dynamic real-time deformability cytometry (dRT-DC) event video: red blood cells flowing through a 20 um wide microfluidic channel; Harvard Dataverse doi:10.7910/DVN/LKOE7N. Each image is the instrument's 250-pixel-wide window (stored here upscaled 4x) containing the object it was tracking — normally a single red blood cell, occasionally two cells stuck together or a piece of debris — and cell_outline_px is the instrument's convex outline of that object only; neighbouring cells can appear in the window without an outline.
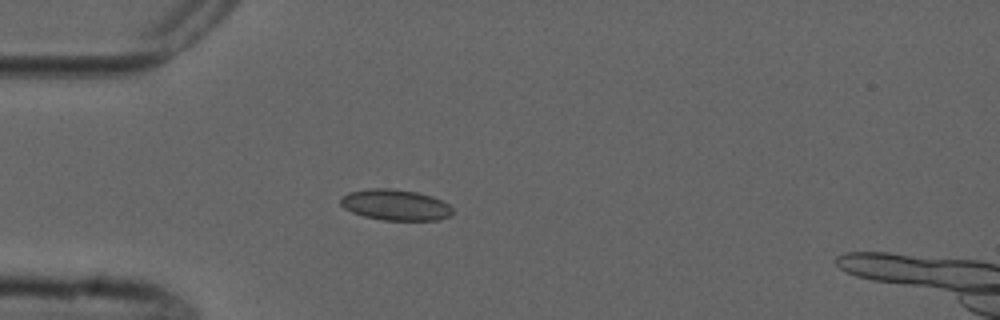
{"species": "common noctule bat (a hibernating species)", "species_latin": "Nyctalus noctula", "temperature_condition": "cold", "stored_images_in_passage": 5, "camera_frame_rate_fps": 3000, "um_per_image_px": 0.085, "animal": {"sex": "male", "forearm_length_mm": 52.5}, "frame": {"image": 1, "passage_image": 5, "time_ms": 4.667, "image_size_px": [1000, 320], "cell_outline_px": [[452, 216], [436, 220], [380, 220], [364, 216], [352, 212], [344, 208], [340, 204], [340, 196], [348, 192], [372, 188], [392, 188], [416, 192], [432, 196], [448, 204], [452, 208]], "centroid_in_image_um": [33.58, 17.41], "position_along_channel_um": 51.4, "area_um2": 20.29}}